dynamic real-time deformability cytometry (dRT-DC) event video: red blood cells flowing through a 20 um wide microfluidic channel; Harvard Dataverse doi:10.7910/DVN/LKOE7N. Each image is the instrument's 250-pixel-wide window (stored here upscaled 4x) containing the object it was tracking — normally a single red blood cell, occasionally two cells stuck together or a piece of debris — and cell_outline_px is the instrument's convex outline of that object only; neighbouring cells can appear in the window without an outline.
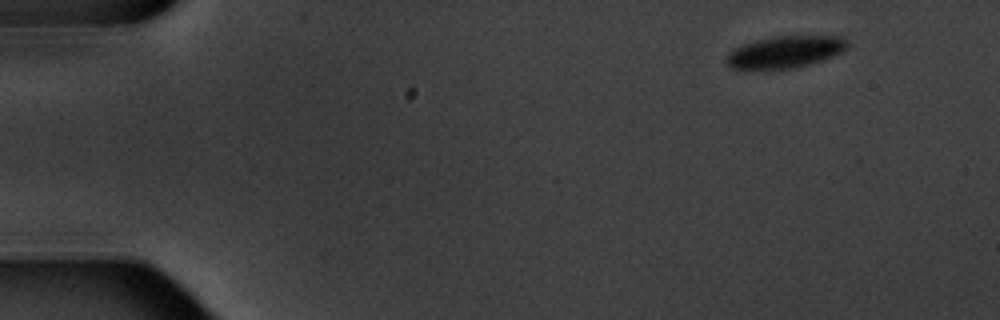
{"species": "common noctule bat (a hibernating species)", "species_latin": "Nyctalus noctula", "temperature_condition": "warm", "stored_images_in_passage": 5, "camera_frame_rate_fps": 3000, "um_per_image_px": 0.085, "animal": {"sex": "male", "body_mass_g": 20.1, "forearm_length_mm": 53.5}, "frame": {"image": 1, "passage_image": 1, "time_ms": 0.0, "image_size_px": [1000, 320], "cell_outline_px": [[848, 48], [840, 52], [820, 60], [788, 68], [744, 72], [732, 68], [728, 64], [728, 56], [736, 48], [744, 44], [756, 40], [776, 36], [844, 36], [848, 40]], "centroid_in_image_um": [66.71, 4.43], "position_along_channel_um": 18.3, "area_um2": 22.43}}
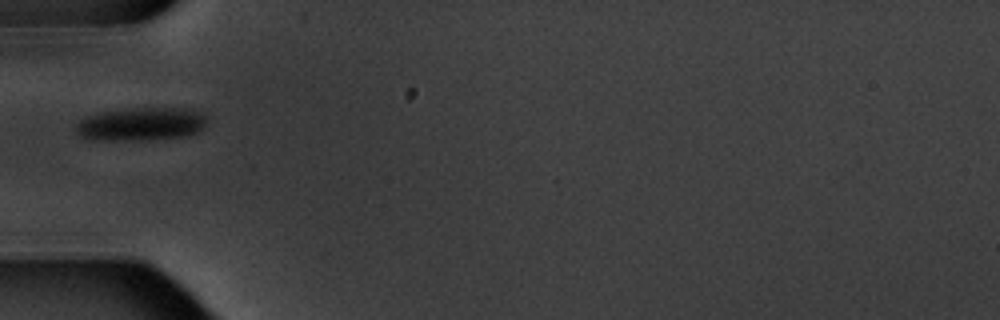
{"frame": {"image": 2, "passage_image": 5, "time_ms": 4.667, "image_size_px": [1000, 320], "cell_outline_px": [[208, 120], [204, 128], [200, 132], [184, 136], [148, 140], [84, 140], [76, 132], [76, 124], [80, 120], [96, 112], [132, 108], [192, 108], [204, 112]], "centroid_in_image_um": [12.03, 10.54], "position_along_channel_um": 73.0, "area_um2": 26.07}}